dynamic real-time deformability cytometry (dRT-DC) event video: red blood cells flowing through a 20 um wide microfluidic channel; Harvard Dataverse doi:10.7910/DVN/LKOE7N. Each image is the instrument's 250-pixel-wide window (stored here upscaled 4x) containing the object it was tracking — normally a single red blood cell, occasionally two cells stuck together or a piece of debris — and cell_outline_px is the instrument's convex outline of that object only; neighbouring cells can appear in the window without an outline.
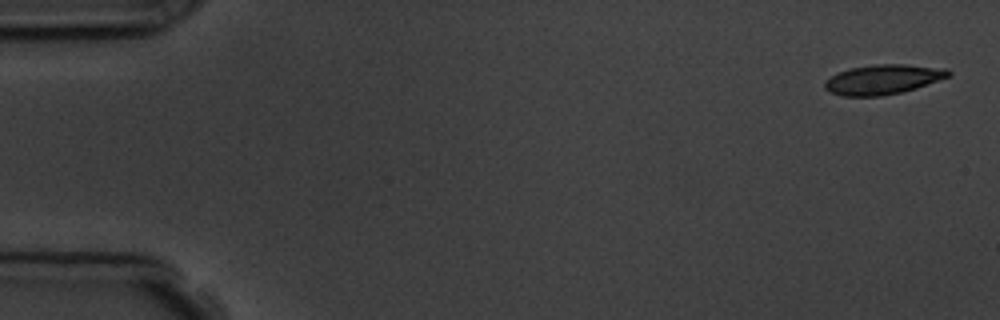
{"species": "common noctule bat (a hibernating species)", "species_latin": "Nyctalus noctula", "temperature_condition": "room temperature", "stored_images_in_passage": 5, "camera_frame_rate_fps": 3000, "um_per_image_px": 0.085, "animal": {"sex": "male", "body_mass_g": 19.5, "forearm_length_mm": 54.6}, "frame": {"image": 1, "passage_image": 1, "time_ms": 0.0, "image_size_px": [1000, 320], "cell_outline_px": [[952, 76], [904, 92], [880, 96], [840, 96], [828, 92], [824, 88], [824, 80], [840, 72], [852, 68], [876, 64], [904, 64], [948, 68], [952, 72]], "centroid_in_image_um": [75.09, 6.76], "position_along_channel_um": 9.9, "area_um2": 21.68}}
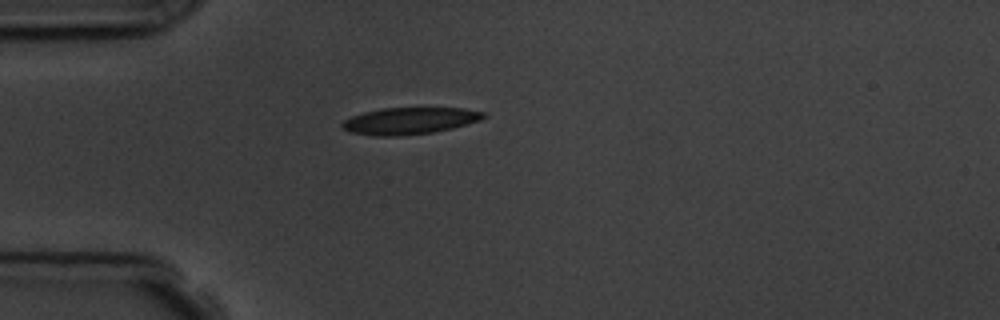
{"frame": {"image": 2, "passage_image": 5, "time_ms": 4.333, "image_size_px": [1000, 320], "cell_outline_px": [[488, 116], [480, 120], [452, 128], [432, 132], [396, 136], [372, 136], [348, 132], [340, 124], [344, 120], [352, 116], [364, 112], [384, 108], [464, 108], [484, 112]], "centroid_in_image_um": [34.8, 10.27], "position_along_channel_um": 50.2, "area_um2": 22.02}}